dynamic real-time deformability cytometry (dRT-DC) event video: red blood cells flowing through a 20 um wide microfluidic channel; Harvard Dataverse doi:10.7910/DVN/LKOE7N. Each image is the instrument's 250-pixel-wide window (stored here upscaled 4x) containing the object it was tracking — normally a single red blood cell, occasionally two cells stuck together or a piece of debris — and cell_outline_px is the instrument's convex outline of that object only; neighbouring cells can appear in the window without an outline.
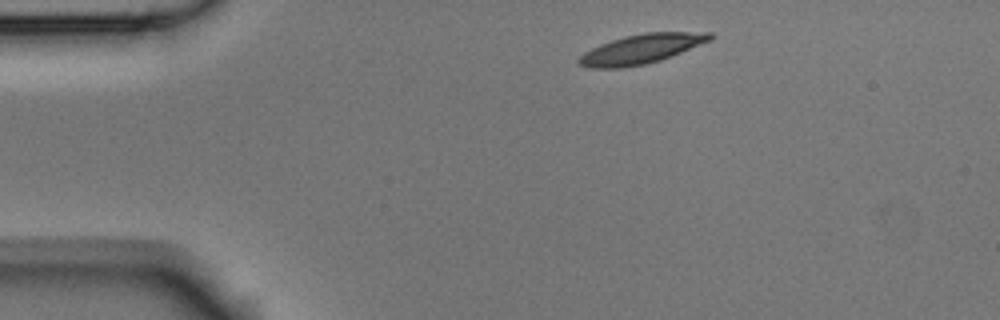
{"species": "Egyptian fruit bat (a non-hibernating species)", "species_latin": "Rousettus aegyptiacus", "temperature_condition": "room temperature", "stored_images_in_passage": 9, "camera_frame_rate_fps": 3000, "um_per_image_px": 0.085, "animal": {"sex": "male"}, "frame": {"image": 1, "passage_image": 1, "time_ms": 0.0, "image_size_px": [1000, 320], "cell_outline_px": [[712, 40], [660, 60], [644, 64], [620, 68], [592, 68], [580, 64], [576, 60], [584, 52], [600, 44], [624, 36], [644, 32], [712, 32]], "centroid_in_image_um": [54.51, 4.15], "position_along_channel_um": 30.5, "area_um2": 22.31}}
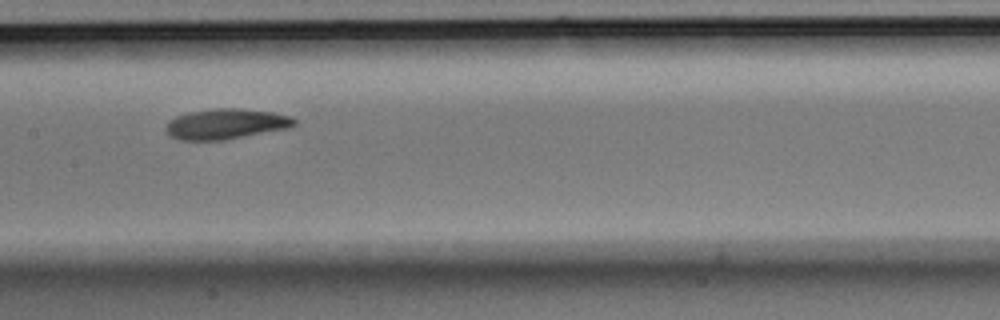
{"frame": {"image": 2, "passage_image": 6, "time_ms": 1.667, "image_size_px": [1000, 320], "cell_outline_px": [[296, 124], [288, 128], [224, 140], [180, 140], [172, 136], [164, 128], [168, 120], [176, 116], [188, 112], [212, 108], [240, 108], [272, 112], [292, 116], [296, 120]], "centroid_in_image_um": [19.2, 10.52], "position_along_channel_um": 188.2, "area_um2": 22.83}}
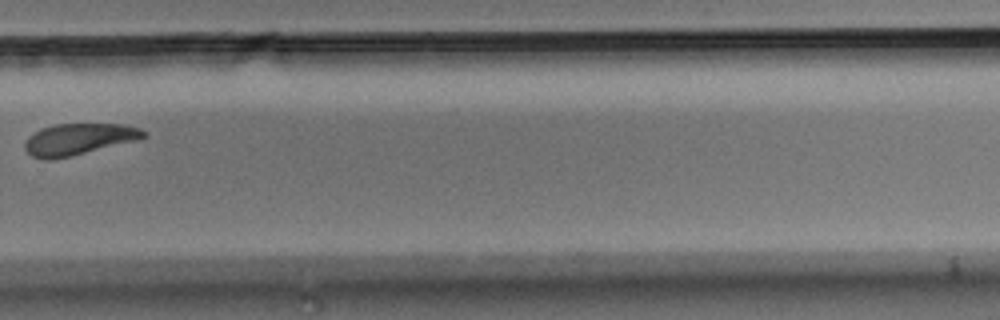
{"frame": {"image": 3, "passage_image": 9, "time_ms": 2.667, "image_size_px": [1000, 320], "cell_outline_px": [[148, 136], [140, 140], [72, 156], [52, 160], [40, 160], [32, 156], [24, 148], [24, 144], [28, 136], [40, 128], [56, 124], [124, 124], [140, 128], [148, 132]], "centroid_in_image_um": [6.72, 11.84], "position_along_channel_um": 323.1, "area_um2": 22.25}}